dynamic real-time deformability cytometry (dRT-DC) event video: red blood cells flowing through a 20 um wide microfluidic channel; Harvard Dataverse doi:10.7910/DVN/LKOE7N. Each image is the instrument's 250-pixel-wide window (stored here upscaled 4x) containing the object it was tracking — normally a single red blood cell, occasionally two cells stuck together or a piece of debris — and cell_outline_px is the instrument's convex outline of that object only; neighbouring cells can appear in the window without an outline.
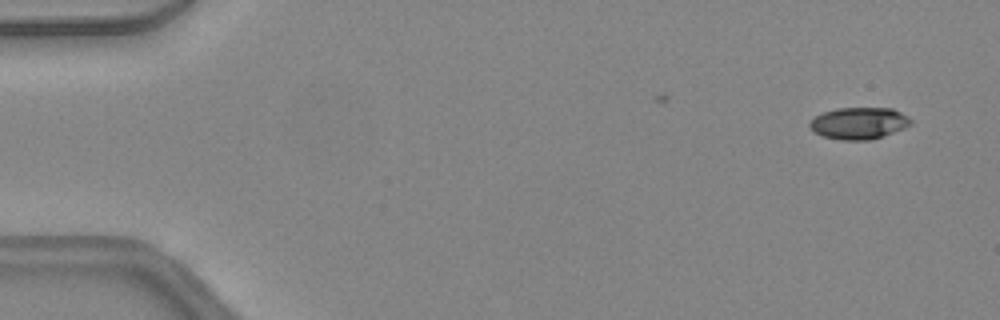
{"species": "common noctule bat (a hibernating species)", "species_latin": "Nyctalus noctula", "temperature_condition": "warm", "stored_images_in_passage": 9, "camera_frame_rate_fps": 3000, "um_per_image_px": 0.085, "animal": {"sex": "female", "body_mass_g": 24.6, "forearm_length_mm": 56.2}, "frame": {"image": 1, "passage_image": 2, "time_ms": 0.333, "image_size_px": [1000, 320], "cell_outline_px": [[912, 124], [904, 128], [868, 140], [844, 140], [824, 136], [816, 132], [808, 124], [816, 116], [824, 112], [836, 108], [892, 108], [908, 116], [912, 120]], "centroid_in_image_um": [73.04, 10.46], "position_along_channel_um": 12.0, "area_um2": 18.38}}